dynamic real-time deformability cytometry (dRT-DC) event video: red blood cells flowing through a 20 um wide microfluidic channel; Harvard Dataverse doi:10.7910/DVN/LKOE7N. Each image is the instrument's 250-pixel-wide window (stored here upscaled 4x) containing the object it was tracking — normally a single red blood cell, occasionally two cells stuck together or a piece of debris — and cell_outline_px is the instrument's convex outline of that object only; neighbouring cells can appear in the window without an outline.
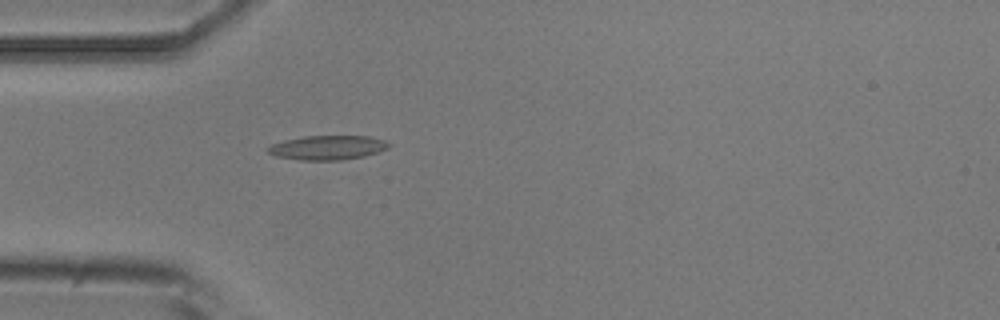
{"species": "common noctule bat (a hibernating species)", "species_latin": "Nyctalus noctula", "temperature_condition": "room temperature", "stored_images_in_passage": 4, "camera_frame_rate_fps": 3000, "um_per_image_px": 0.085, "animal": {"sex": "male", "body_mass_g": 20.5, "forearm_length_mm": 52.5}, "frame": {"image": 1, "passage_image": 4, "time_ms": 3.667, "image_size_px": [1000, 320], "cell_outline_px": [[392, 144], [388, 148], [364, 156], [344, 160], [300, 160], [276, 156], [268, 152], [264, 148], [272, 144], [284, 140], [304, 136], [368, 136], [384, 140]], "centroid_in_image_um": [27.83, 12.54], "position_along_channel_um": 57.2, "area_um2": 17.17}}